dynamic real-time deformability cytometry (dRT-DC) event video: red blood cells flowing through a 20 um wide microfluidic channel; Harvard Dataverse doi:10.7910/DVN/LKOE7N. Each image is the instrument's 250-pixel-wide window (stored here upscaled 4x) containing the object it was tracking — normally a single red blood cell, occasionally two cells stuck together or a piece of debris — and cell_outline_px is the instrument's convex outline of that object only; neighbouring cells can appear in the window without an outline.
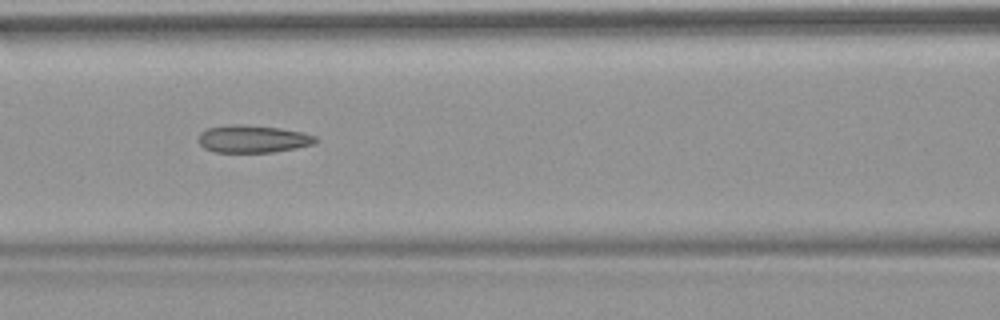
{"species": "common noctule bat (a hibernating species)", "species_latin": "Nyctalus noctula", "temperature_condition": "warm", "stored_images_in_passage": 53, "camera_frame_rate_fps": 3000, "um_per_image_px": 0.085, "animal": {"sex": "female", "body_mass_g": 18.4}, "frame": {"image": 1, "passage_image": 23, "time_ms": 7.333, "image_size_px": [1000, 320], "cell_outline_px": [[320, 140], [316, 144], [296, 148], [272, 152], [216, 152], [204, 148], [196, 140], [200, 132], [208, 128], [232, 124], [244, 124], [280, 128], [304, 132], [316, 136]], "centroid_in_image_um": [21.52, 11.8], "position_along_channel_um": 145.1, "area_um2": 19.07}, "authors_computed_cell_mechanics": {"area_um2": 19.4786, "velocity_mm_per_s": 3.836, "shape_relaxation_time_tau1_ms": null, "shape_relaxation_time_tau2_ms": 2.7609, "deformation_change_tau1": null, "deformation_change_tau2": 0.1229}}